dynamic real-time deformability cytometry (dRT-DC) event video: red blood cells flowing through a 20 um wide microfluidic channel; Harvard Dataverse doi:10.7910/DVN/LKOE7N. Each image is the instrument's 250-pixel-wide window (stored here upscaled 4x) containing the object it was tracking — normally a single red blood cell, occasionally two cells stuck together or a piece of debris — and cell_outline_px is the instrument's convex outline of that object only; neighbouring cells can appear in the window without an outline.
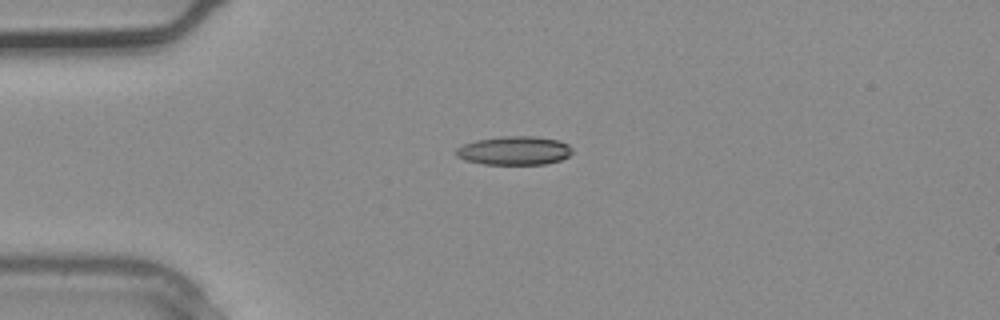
{"species": "common noctule bat (a hibernating species)", "species_latin": "Nyctalus noctula", "temperature_condition": "warm", "stored_images_in_passage": 4, "camera_frame_rate_fps": 3000, "um_per_image_px": 0.085, "animal": {"sex": "male", "body_mass_g": 20.4}, "frame": {"image": 1, "passage_image": 4, "time_ms": 1.0, "image_size_px": [1000, 320], "cell_outline_px": [[572, 152], [568, 156], [560, 160], [544, 164], [484, 164], [464, 160], [456, 156], [452, 152], [456, 148], [464, 144], [476, 140], [504, 136], [536, 136], [560, 140], [568, 144], [572, 148]], "centroid_in_image_um": [43.69, 12.79], "position_along_channel_um": 41.3, "area_um2": 19.59}}